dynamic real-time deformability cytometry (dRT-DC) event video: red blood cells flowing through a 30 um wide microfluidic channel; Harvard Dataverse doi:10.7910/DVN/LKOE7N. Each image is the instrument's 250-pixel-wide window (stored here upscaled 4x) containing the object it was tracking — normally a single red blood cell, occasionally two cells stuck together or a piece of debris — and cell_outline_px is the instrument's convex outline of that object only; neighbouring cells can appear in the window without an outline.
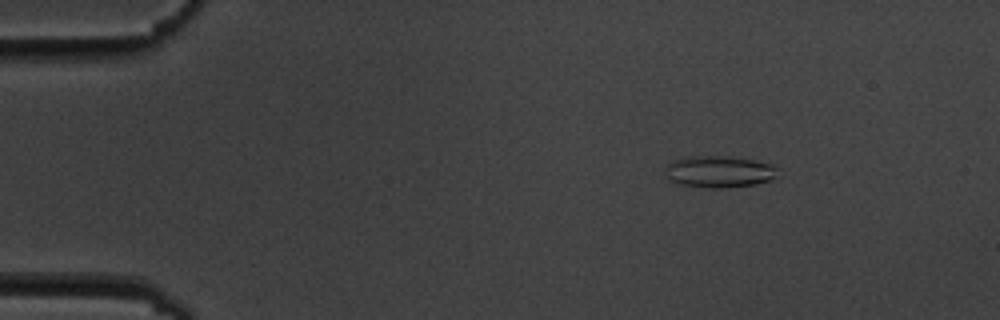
{"species": "common noctule bat (a hibernating species)", "species_latin": "Nyctalus noctula", "temperature_condition": "cold", "stored_images_in_passage": 8, "camera_frame_rate_fps": 3000, "um_per_image_px": 0.085, "animal": {"sex": "male", "body_mass_g": 19.5, "forearm_length_mm": 54.6}, "frame": {"image": 1, "passage_image": 2, "time_ms": 1.0, "image_size_px": [1000, 320], "cell_outline_px": [[772, 180], [756, 184], [728, 188], [708, 188], [680, 184], [668, 180], [664, 168], [668, 164], [676, 160], [688, 156], [728, 156], [752, 160], [772, 164]], "centroid_in_image_um": [61.04, 14.6], "position_along_channel_um": 24.0, "area_um2": 20.52}}
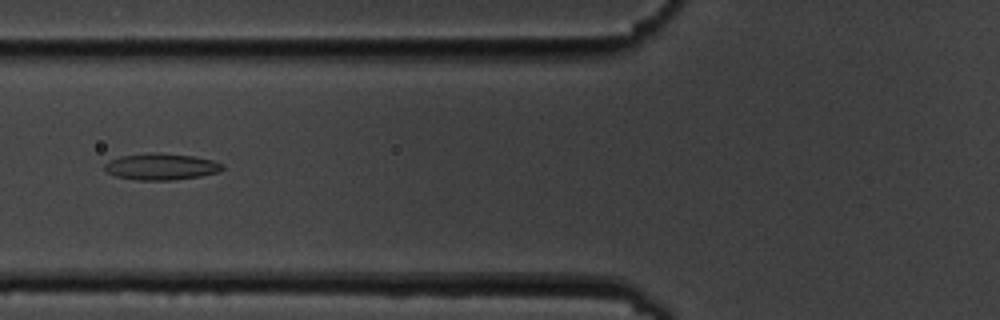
{"frame": {"image": 2, "passage_image": 6, "time_ms": 5.667, "image_size_px": [1000, 320], "cell_outline_px": [[224, 168], [220, 172], [200, 176], [172, 180], [136, 180], [116, 176], [108, 172], [104, 168], [104, 164], [108, 160], [120, 156], [152, 152], [160, 152], [192, 156], [212, 160], [224, 164]], "centroid_in_image_um": [13.7, 14.16], "position_along_channel_um": 112.1, "area_um2": 18.32}}
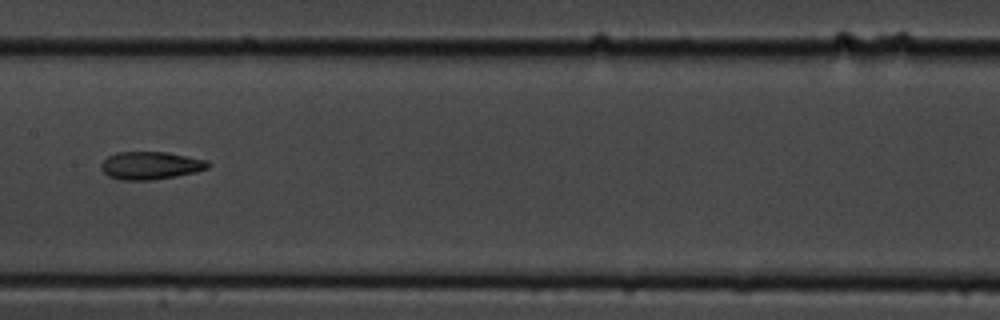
{"frame": {"image": 3, "passage_image": 8, "time_ms": 8.0, "image_size_px": [1000, 320], "cell_outline_px": [[212, 164], [208, 168], [196, 172], [176, 176], [152, 180], [120, 180], [108, 176], [100, 168], [100, 164], [108, 156], [116, 152], [168, 152], [208, 160]], "centroid_in_image_um": [12.81, 14.06], "position_along_channel_um": 194.6, "area_um2": 17.51}}